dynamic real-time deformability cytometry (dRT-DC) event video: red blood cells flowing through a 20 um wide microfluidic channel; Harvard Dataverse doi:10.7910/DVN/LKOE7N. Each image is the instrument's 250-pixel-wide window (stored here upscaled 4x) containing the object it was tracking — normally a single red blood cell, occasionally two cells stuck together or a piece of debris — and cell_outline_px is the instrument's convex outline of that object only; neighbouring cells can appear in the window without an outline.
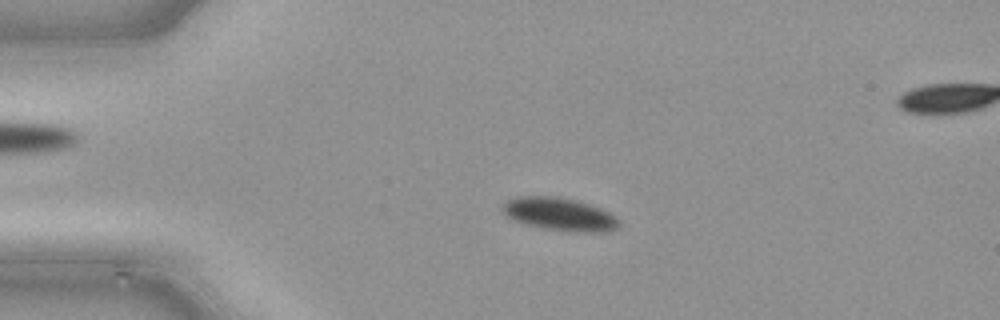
{"species": "common noctule bat (a hibernating species)", "species_latin": "Nyctalus noctula", "temperature_condition": "cold", "stored_images_in_passage": 50, "segment_of_instrument_passage": [1, 2], "camera_frame_rate_fps": 3000, "um_per_image_px": 0.085, "animal": {"sex": "male", "body_mass_g": 21.5, "forearm_length_mm": 52.0}, "frame": {"image": 1, "passage_image": 11, "time_ms": 3.333, "image_size_px": [1000, 320], "cell_outline_px": [[620, 224], [616, 228], [608, 232], [572, 232], [544, 228], [512, 220], [500, 208], [508, 200], [516, 196], [556, 196], [576, 200], [600, 208], [616, 216], [620, 220]], "centroid_in_image_um": [47.59, 18.21], "position_along_channel_um": 37.4, "area_um2": 22.37}}
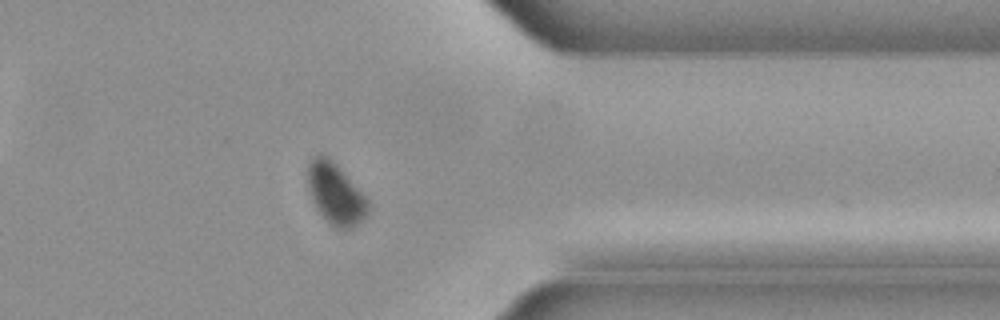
{"frame": {"image": 2, "passage_image": 39, "time_ms": 12.667, "image_size_px": [1000, 320], "cell_outline_px": [[368, 212], [352, 228], [336, 228], [316, 208], [312, 200], [308, 188], [308, 164], [312, 156], [320, 152], [328, 156], [340, 168], [368, 200]], "centroid_in_image_um": [28.48, 16.41], "position_along_channel_um": 382.9, "area_um2": 21.1}}
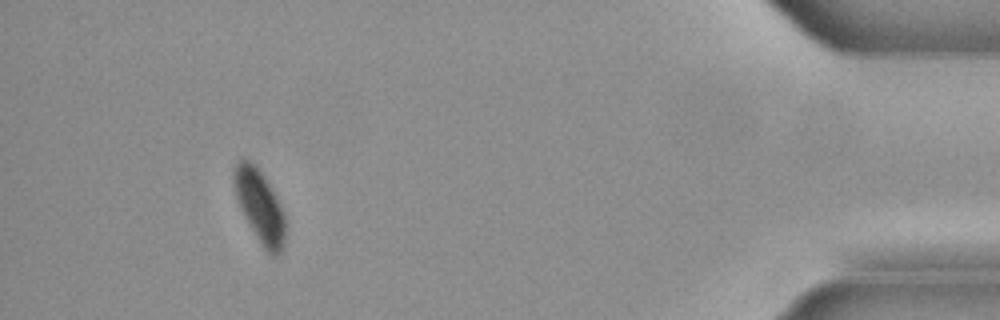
{"frame": {"image": 3, "passage_image": 45, "time_ms": 14.667, "image_size_px": [1000, 320], "cell_outline_px": [[284, 244], [280, 252], [276, 256], [272, 256], [264, 248], [256, 236], [244, 216], [240, 208], [232, 184], [232, 168], [236, 160], [248, 160], [260, 172], [268, 184], [280, 204], [284, 216]], "centroid_in_image_um": [22.02, 17.51], "position_along_channel_um": 413.2, "area_um2": 21.33}}